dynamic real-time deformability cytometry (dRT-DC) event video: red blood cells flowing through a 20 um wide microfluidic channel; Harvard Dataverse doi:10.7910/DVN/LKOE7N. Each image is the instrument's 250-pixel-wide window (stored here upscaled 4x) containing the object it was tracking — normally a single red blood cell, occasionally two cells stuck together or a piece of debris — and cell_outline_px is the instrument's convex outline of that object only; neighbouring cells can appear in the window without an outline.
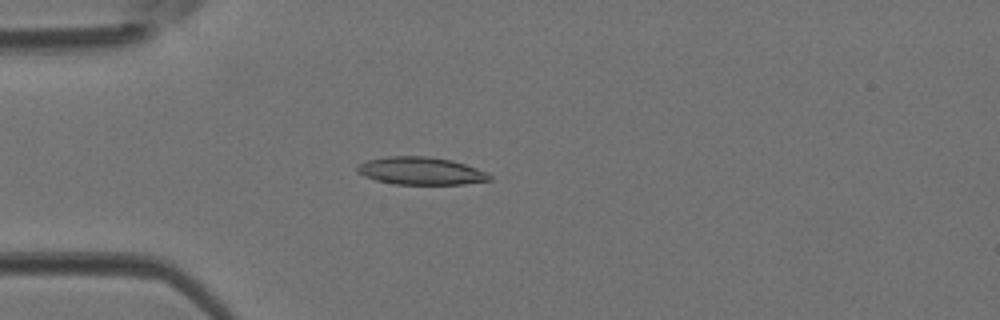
{"species": "Egyptian fruit bat (a non-hibernating species)", "species_latin": "Rousettus aegyptiacus", "temperature_condition": "room temperature", "stored_images_in_passage": 43, "camera_frame_rate_fps": 3000, "um_per_image_px": 0.085, "animal": {"sex": "female"}, "frame": {"image": 1, "passage_image": 12, "time_ms": 3.667, "image_size_px": [1000, 320], "cell_outline_px": [[492, 180], [464, 184], [392, 184], [376, 180], [364, 176], [356, 172], [356, 168], [360, 164], [368, 160], [388, 156], [424, 156], [452, 160], [488, 172], [492, 176]], "centroid_in_image_um": [35.78, 14.53], "position_along_channel_um": 49.2, "area_um2": 21.33}}
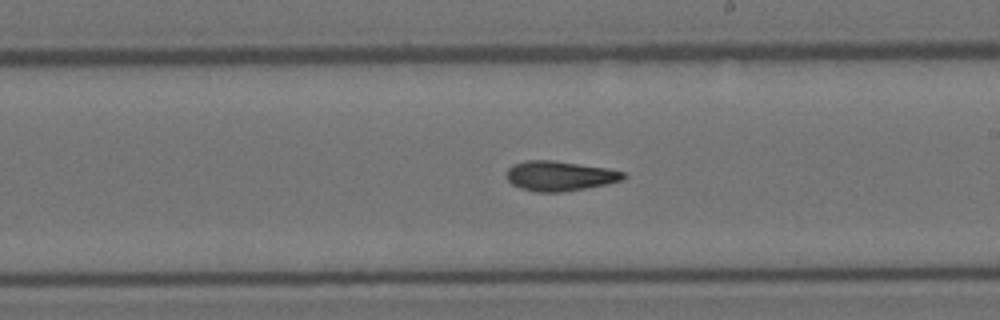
{"frame": {"image": 2, "passage_image": 25, "time_ms": 8.0, "image_size_px": [1000, 320], "cell_outline_px": [[628, 176], [620, 180], [604, 184], [584, 188], [560, 192], [536, 192], [520, 188], [512, 184], [504, 176], [508, 168], [512, 164], [528, 160], [552, 160], [608, 168], [624, 172]], "centroid_in_image_um": [47.52, 14.94], "position_along_channel_um": 241.5, "area_um2": 20.29}}
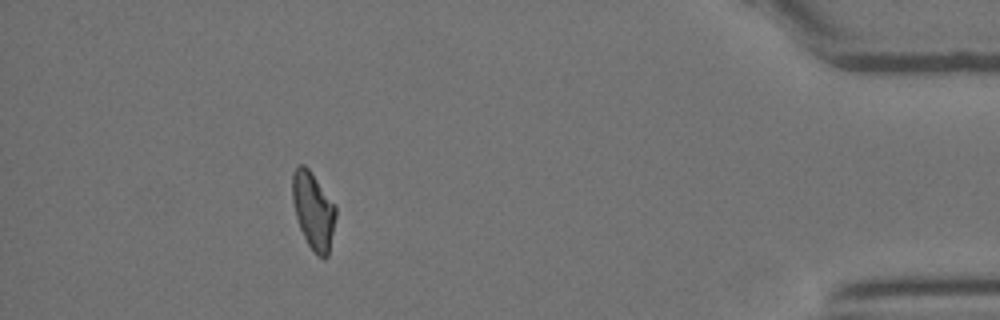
{"frame": {"image": 3, "passage_image": 39, "time_ms": 12.667, "image_size_px": [1000, 320], "cell_outline_px": [[336, 216], [328, 256], [324, 260], [316, 256], [308, 244], [300, 228], [296, 216], [292, 200], [292, 172], [300, 164], [304, 164], [308, 168], [336, 204]], "centroid_in_image_um": [26.64, 17.91], "position_along_channel_um": 408.6, "area_um2": 19.65}}